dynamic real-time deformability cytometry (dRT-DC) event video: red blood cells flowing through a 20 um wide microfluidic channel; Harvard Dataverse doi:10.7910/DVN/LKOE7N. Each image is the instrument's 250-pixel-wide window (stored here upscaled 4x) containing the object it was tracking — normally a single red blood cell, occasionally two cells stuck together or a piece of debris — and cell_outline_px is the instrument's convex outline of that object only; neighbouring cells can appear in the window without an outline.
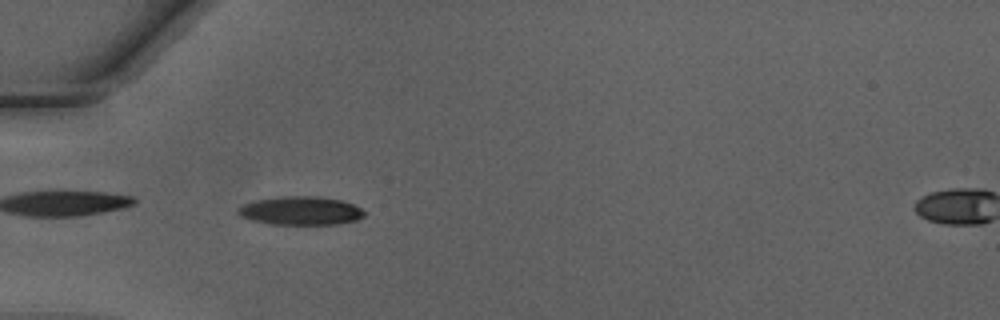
{"species": "Egyptian fruit bat (a non-hibernating species)", "species_latin": "Rousettus aegyptiacus", "temperature_condition": "warm", "stored_images_in_passage": 34, "camera_frame_rate_fps": 3000, "um_per_image_px": 0.085, "animal": {"sex": "male"}, "frame": {"image": 1, "passage_image": 1, "time_ms": 0.0, "image_size_px": [1000, 320], "cell_outline_px": [[364, 216], [356, 220], [336, 224], [272, 224], [252, 220], [240, 216], [236, 212], [244, 204], [256, 200], [276, 196], [320, 196], [340, 200], [352, 204], [360, 208], [364, 212]], "centroid_in_image_um": [25.54, 17.9], "position_along_channel_um": 59.5, "area_um2": 20.87}}
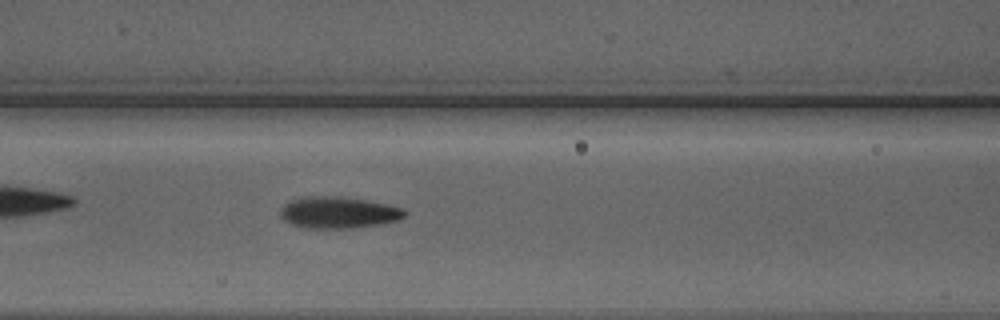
{"frame": {"image": 2, "passage_image": 7, "time_ms": 2.0, "image_size_px": [1000, 320], "cell_outline_px": [[404, 216], [396, 220], [384, 224], [352, 228], [304, 228], [292, 224], [284, 220], [280, 212], [280, 208], [284, 204], [292, 200], [308, 196], [328, 196], [364, 200], [384, 204], [400, 208], [404, 212]], "centroid_in_image_um": [28.71, 18.08], "position_along_channel_um": 137.9, "area_um2": 22.43}}
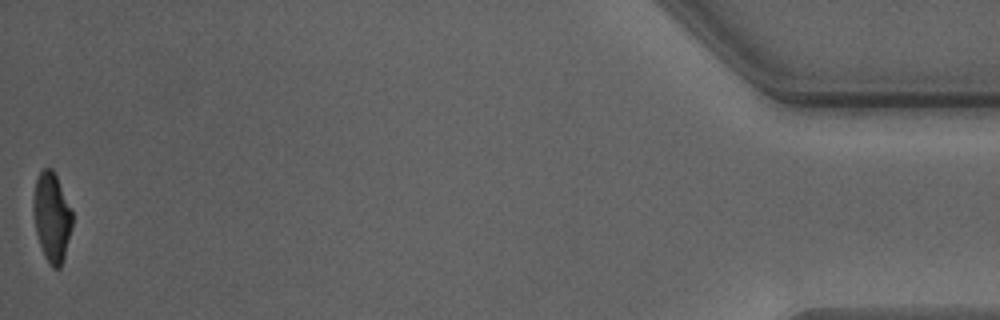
{"frame": {"image": 3, "passage_image": 34, "time_ms": 11.0, "image_size_px": [1000, 320], "cell_outline_px": [[72, 228], [64, 260], [60, 268], [52, 268], [48, 264], [44, 256], [36, 232], [32, 208], [32, 200], [36, 180], [40, 172], [44, 168], [52, 168], [56, 176], [72, 212]], "centroid_in_image_um": [4.39, 18.5], "position_along_channel_um": 430.8, "area_um2": 20.29}, "authors_computed_cell_mechanics": {"area_um2": 21.7617, "velocity_mm_per_s": 4.2747, "shape_relaxation_time_tau1_ms": 2.7068, "shape_relaxation_time_tau2_ms": 1.3638, "deformation_change_tau1": 0.1528, "deformation_change_tau2": 0.0865}}